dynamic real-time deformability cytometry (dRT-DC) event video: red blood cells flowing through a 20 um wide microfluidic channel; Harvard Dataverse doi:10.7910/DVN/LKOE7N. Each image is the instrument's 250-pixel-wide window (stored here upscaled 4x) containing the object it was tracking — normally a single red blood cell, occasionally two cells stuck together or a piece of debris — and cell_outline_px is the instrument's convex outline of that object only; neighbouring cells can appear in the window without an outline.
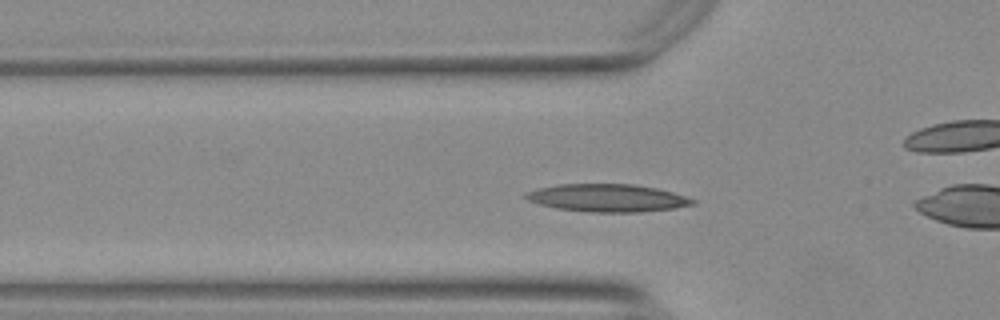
{"species": "Egyptian fruit bat (a non-hibernating species)", "species_latin": "Rousettus aegyptiacus", "temperature_condition": "warm", "stored_images_in_passage": 43, "camera_frame_rate_fps": 3000, "um_per_image_px": 0.085, "animal": {"sex": "female"}, "frame": {"image": 1, "passage_image": 6, "time_ms": 1.667, "image_size_px": [1000, 320], "cell_outline_px": [[696, 204], [672, 208], [640, 212], [588, 212], [556, 208], [540, 204], [528, 200], [524, 196], [528, 192], [540, 188], [556, 184], [632, 184], [656, 188], [672, 192], [696, 200]], "centroid_in_image_um": [51.64, 16.82], "position_along_channel_um": 74.2, "area_um2": 26.7}}
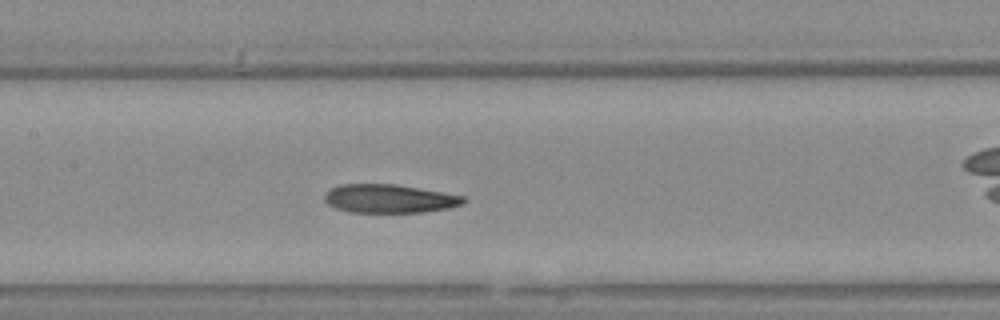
{"frame": {"image": 2, "passage_image": 14, "time_ms": 4.333, "image_size_px": [1000, 320], "cell_outline_px": [[468, 200], [464, 204], [448, 208], [424, 212], [348, 212], [336, 208], [328, 204], [324, 200], [324, 192], [340, 184], [396, 184], [444, 192], [464, 196]], "centroid_in_image_um": [33.1, 16.88], "position_along_channel_um": 174.3, "area_um2": 23.29}}
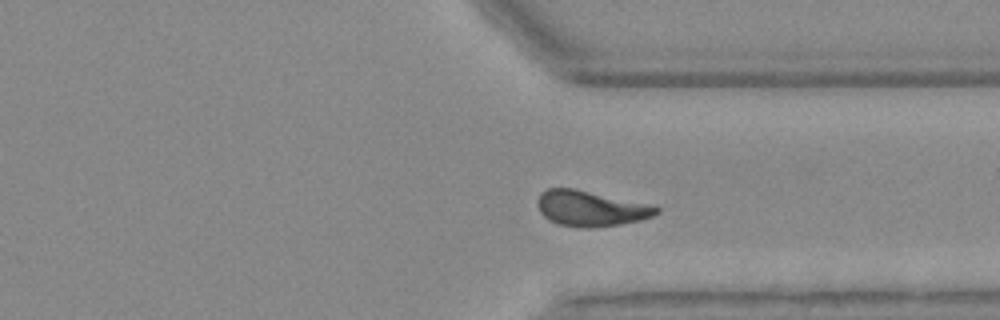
{"frame": {"image": 3, "passage_image": 29, "time_ms": 9.333, "image_size_px": [1000, 320], "cell_outline_px": [[660, 212], [652, 216], [640, 220], [620, 224], [588, 228], [584, 228], [560, 224], [548, 220], [540, 212], [536, 200], [540, 192], [548, 188], [572, 188], [652, 204], [660, 208]], "centroid_in_image_um": [50.21, 17.71], "position_along_channel_um": 361.2, "area_um2": 24.62}, "authors_computed_cell_mechanics": {"area_um2": 24.0448, "velocity_mm_per_s": 3.7388, "shape_relaxation_time_tau1_ms": 9.113, "shape_relaxation_time_tau2_ms": 3.1828, "deformation_change_tau1": 0.2818, "deformation_change_tau2": 0.1131}}